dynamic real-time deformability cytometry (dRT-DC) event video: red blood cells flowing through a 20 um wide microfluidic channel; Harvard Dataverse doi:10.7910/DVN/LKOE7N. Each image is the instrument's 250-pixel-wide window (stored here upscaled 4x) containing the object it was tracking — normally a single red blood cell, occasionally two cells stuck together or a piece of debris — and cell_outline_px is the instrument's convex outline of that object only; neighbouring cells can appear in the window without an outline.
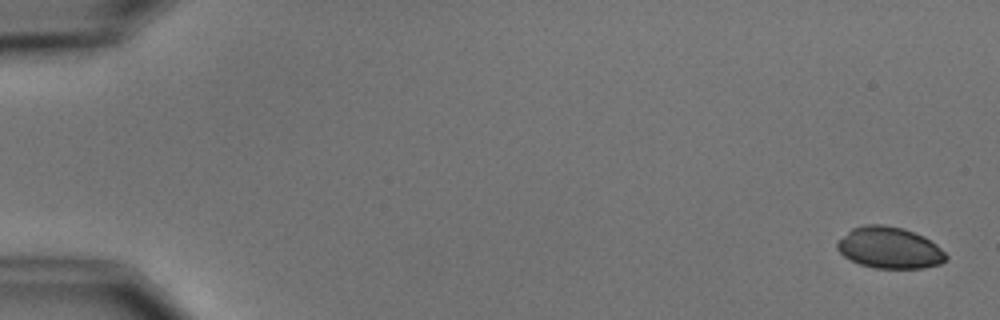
{"species": "common noctule bat (a hibernating species)", "species_latin": "Nyctalus noctula", "temperature_condition": "cold", "stored_images_in_passage": 8, "camera_frame_rate_fps": 3000, "um_per_image_px": 0.085, "animal": {"sex": "male", "body_mass_g": 15.6}, "frame": {"image": 1, "passage_image": 1, "time_ms": 0.0, "image_size_px": [1000, 320], "cell_outline_px": [[948, 260], [940, 264], [924, 268], [876, 268], [860, 264], [844, 256], [836, 248], [836, 244], [852, 228], [864, 224], [884, 224], [904, 228], [924, 236], [936, 244], [948, 256]], "centroid_in_image_um": [75.64, 21.05], "position_along_channel_um": 9.4, "area_um2": 26.3}}
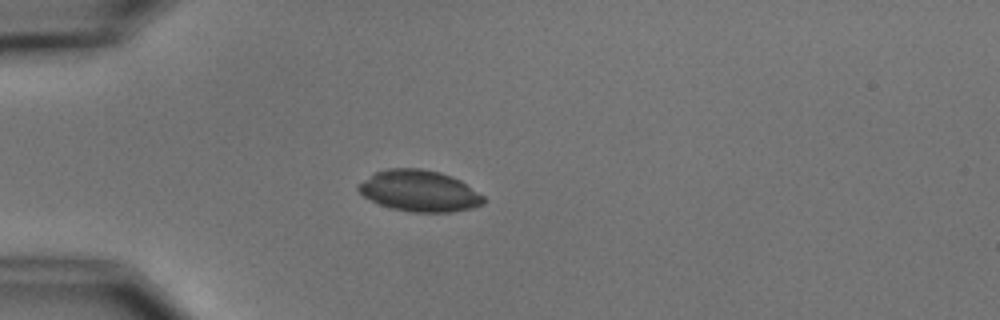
{"frame": {"image": 2, "passage_image": 5, "time_ms": 4.667, "image_size_px": [1000, 320], "cell_outline_px": [[488, 200], [484, 204], [472, 208], [452, 212], [412, 212], [392, 208], [380, 204], [364, 196], [356, 188], [356, 184], [372, 172], [388, 168], [420, 168], [440, 172], [452, 176], [460, 180], [484, 196]], "centroid_in_image_um": [35.64, 16.21], "position_along_channel_um": 49.4, "area_um2": 30.4}}
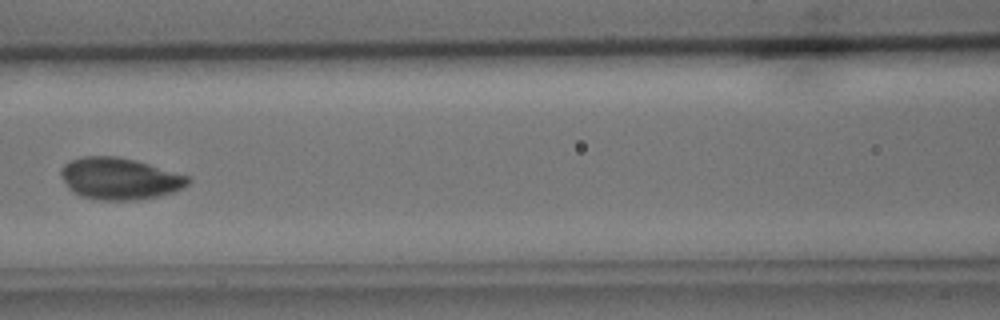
{"frame": {"image": 3, "passage_image": 8, "time_ms": 8.0, "image_size_px": [1000, 320], "cell_outline_px": [[192, 180], [188, 184], [172, 192], [156, 196], [136, 200], [96, 200], [80, 196], [72, 192], [68, 188], [60, 176], [60, 168], [68, 160], [80, 156], [116, 156], [136, 160], [192, 176]], "centroid_in_image_um": [10.13, 15.17], "position_along_channel_um": 156.5, "area_um2": 31.39}}